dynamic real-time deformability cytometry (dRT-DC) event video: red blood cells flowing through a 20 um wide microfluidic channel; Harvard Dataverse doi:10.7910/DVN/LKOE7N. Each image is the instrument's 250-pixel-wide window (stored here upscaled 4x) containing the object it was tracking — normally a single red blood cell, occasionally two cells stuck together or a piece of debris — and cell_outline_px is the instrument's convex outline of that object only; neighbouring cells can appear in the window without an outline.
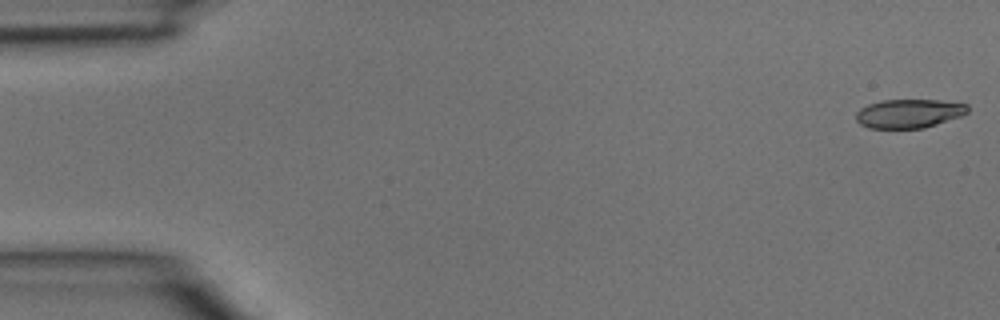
{"species": "common noctule bat (a hibernating species)", "species_latin": "Nyctalus noctula", "temperature_condition": "room temperature", "stored_images_in_passage": 4, "camera_frame_rate_fps": 3000, "um_per_image_px": 0.085, "animal": {"sex": "male", "body_mass_g": 15.6}, "frame": {"image": 1, "passage_image": 1, "time_ms": 0.0, "image_size_px": [1000, 320], "cell_outline_px": [[968, 112], [960, 116], [924, 128], [868, 128], [860, 124], [856, 120], [856, 112], [860, 108], [868, 104], [880, 100], [940, 100], [968, 104]], "centroid_in_image_um": [77.24, 9.64], "position_along_channel_um": 7.8, "area_um2": 18.79}}
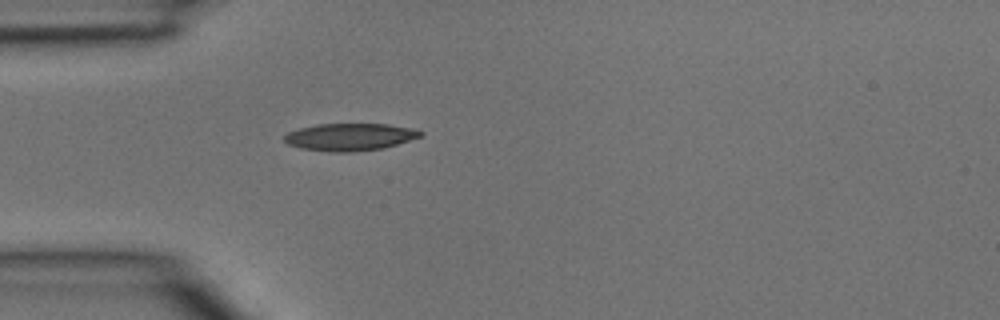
{"frame": {"image": 2, "passage_image": 4, "time_ms": 1.0, "image_size_px": [1000, 320], "cell_outline_px": [[424, 132], [420, 136], [384, 148], [352, 152], [332, 152], [300, 148], [288, 144], [284, 140], [284, 136], [288, 132], [300, 128], [316, 124], [388, 124], [412, 128]], "centroid_in_image_um": [29.71, 11.64], "position_along_channel_um": 55.3, "area_um2": 21.56}}